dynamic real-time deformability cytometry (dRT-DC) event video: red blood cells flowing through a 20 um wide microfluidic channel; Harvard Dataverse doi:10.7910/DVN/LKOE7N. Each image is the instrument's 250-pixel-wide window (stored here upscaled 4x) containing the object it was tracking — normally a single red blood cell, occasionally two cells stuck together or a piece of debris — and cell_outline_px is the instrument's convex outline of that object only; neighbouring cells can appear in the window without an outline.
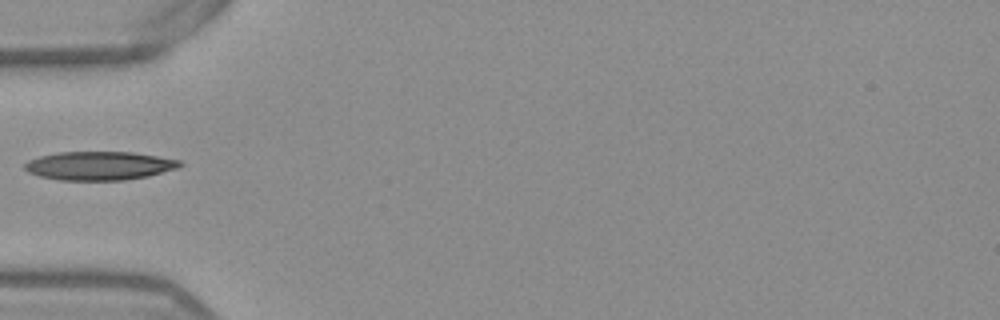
{"species": "Egyptian fruit bat (a non-hibernating species)", "species_latin": "Rousettus aegyptiacus", "temperature_condition": "warm", "stored_images_in_passage": 36, "camera_frame_rate_fps": 3000, "um_per_image_px": 0.085, "frame": {"image": 1, "passage_image": 1, "time_ms": 0.0, "image_size_px": [1000, 320], "cell_outline_px": [[184, 164], [176, 168], [148, 176], [124, 180], [60, 180], [40, 176], [28, 172], [24, 168], [24, 164], [28, 160], [40, 156], [60, 152], [132, 152], [180, 160]], "centroid_in_image_um": [8.42, 14.09], "position_along_channel_um": 76.6, "area_um2": 25.72}}
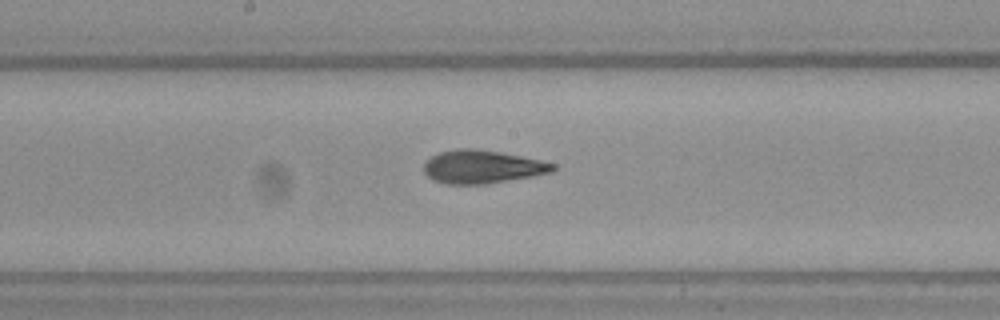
{"frame": {"image": 2, "passage_image": 11, "time_ms": 3.333, "image_size_px": [1000, 320], "cell_outline_px": [[556, 168], [552, 172], [532, 176], [484, 184], [448, 184], [432, 180], [424, 172], [424, 164], [432, 156], [440, 152], [456, 148], [472, 148], [500, 152], [540, 160], [556, 164]], "centroid_in_image_um": [40.98, 14.17], "position_along_channel_um": 207.2, "area_um2": 24.8}}
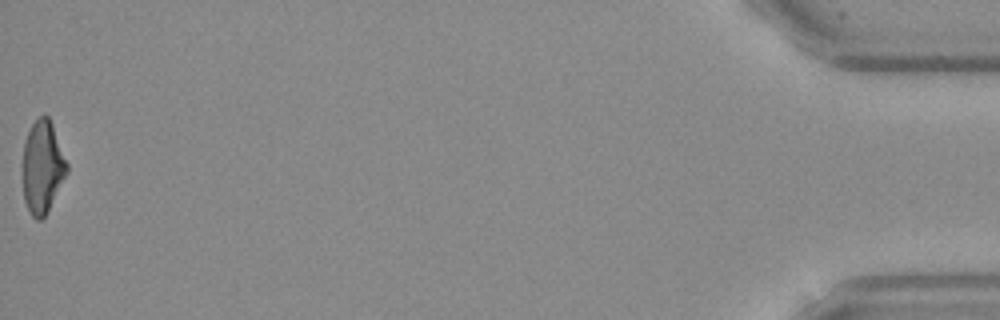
{"frame": {"image": 3, "passage_image": 36, "time_ms": 11.667, "image_size_px": [1000, 320], "cell_outline_px": [[68, 172], [48, 212], [40, 220], [36, 220], [32, 216], [24, 200], [24, 140], [32, 124], [44, 112], [48, 116], [52, 124], [68, 164]], "centroid_in_image_um": [3.63, 14.2], "position_along_channel_um": 431.6, "area_um2": 23.64}}